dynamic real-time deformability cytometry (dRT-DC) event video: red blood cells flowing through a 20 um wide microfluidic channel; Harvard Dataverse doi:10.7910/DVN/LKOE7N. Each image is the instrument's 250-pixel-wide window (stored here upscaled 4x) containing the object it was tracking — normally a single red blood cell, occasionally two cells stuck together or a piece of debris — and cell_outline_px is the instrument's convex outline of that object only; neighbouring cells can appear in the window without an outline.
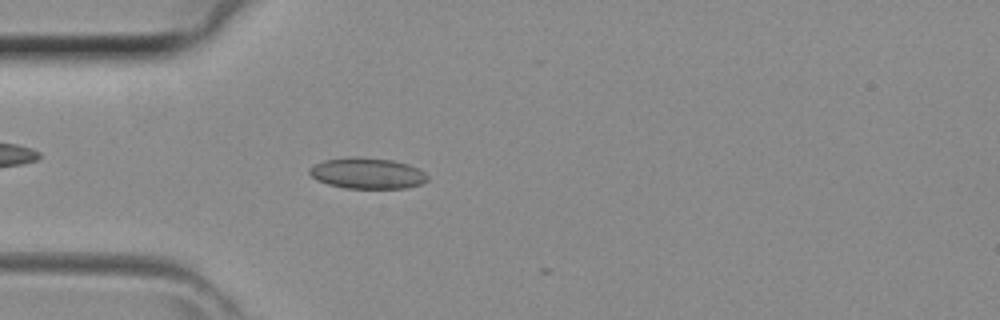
{"species": "common noctule bat (a hibernating species)", "species_latin": "Nyctalus noctula", "temperature_condition": "room temperature", "stored_images_in_passage": 19, "camera_frame_rate_fps": 3000, "um_per_image_px": 0.085, "animal": {"sex": "female", "body_mass_g": 29.2, "forearm_length_mm": 56.3}, "frame": {"image": 1, "passage_image": 11, "time_ms": 3.333, "image_size_px": [1000, 320], "cell_outline_px": [[428, 180], [420, 184], [404, 188], [344, 188], [328, 184], [316, 180], [308, 172], [308, 168], [324, 160], [352, 156], [356, 156], [392, 160], [408, 164], [424, 172], [428, 176]], "centroid_in_image_um": [31.19, 14.72], "position_along_channel_um": 53.8, "area_um2": 21.27}}
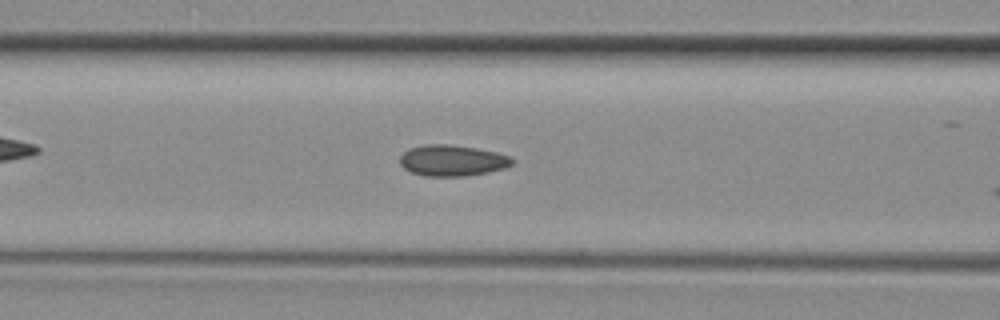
{"frame": {"image": 2, "passage_image": 16, "time_ms": 5.0, "image_size_px": [1000, 320], "cell_outline_px": [[516, 160], [512, 164], [504, 168], [488, 172], [464, 176], [424, 176], [412, 172], [404, 168], [400, 164], [400, 156], [408, 148], [424, 144], [448, 144], [476, 148], [496, 152], [508, 156]], "centroid_in_image_um": [38.43, 13.64], "position_along_channel_um": 128.2, "area_um2": 20.35}}